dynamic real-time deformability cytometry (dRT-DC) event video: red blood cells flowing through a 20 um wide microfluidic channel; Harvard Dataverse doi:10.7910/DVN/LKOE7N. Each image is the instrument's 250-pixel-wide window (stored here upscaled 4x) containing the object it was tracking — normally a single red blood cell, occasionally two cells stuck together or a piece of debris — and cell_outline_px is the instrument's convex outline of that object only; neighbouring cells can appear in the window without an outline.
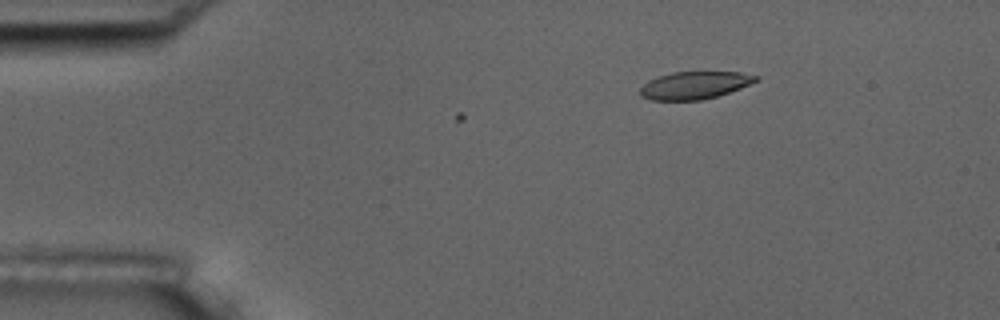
{"species": "common noctule bat (a hibernating species)", "species_latin": "Nyctalus noctula", "temperature_condition": "room temperature", "stored_images_in_passage": 9, "camera_frame_rate_fps": 3000, "um_per_image_px": 0.085, "animal": {"sex": "male", "body_mass_g": 17.5, "forearm_length_mm": 52.3}, "frame": {"image": 1, "passage_image": 4, "time_ms": 4.333, "image_size_px": [1000, 320], "cell_outline_px": [[760, 80], [740, 88], [716, 96], [700, 100], [652, 100], [640, 96], [640, 88], [648, 80], [672, 72], [740, 72], [760, 76]], "centroid_in_image_um": [59.05, 7.24], "position_along_channel_um": 25.9, "area_um2": 18.5}}